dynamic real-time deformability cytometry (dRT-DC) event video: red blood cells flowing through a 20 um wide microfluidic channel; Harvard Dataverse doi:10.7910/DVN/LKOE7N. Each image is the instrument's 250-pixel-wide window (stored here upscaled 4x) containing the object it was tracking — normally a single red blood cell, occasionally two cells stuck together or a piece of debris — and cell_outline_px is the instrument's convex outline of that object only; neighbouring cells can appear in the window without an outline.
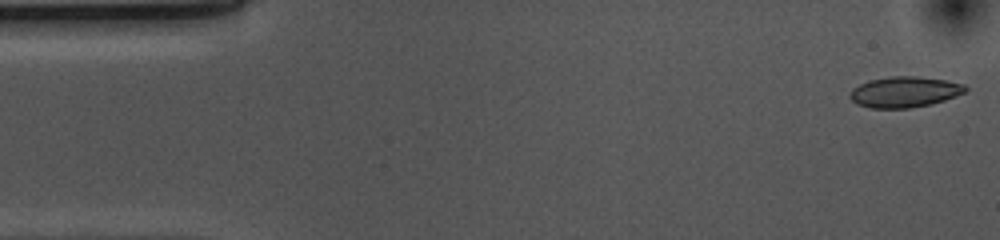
{"species": "common noctule bat (a hibernating species)", "species_latin": "Nyctalus noctula", "temperature_condition": "cold", "stored_images_in_passage": 52, "camera_frame_rate_fps": 3000, "um_per_image_px": 0.085, "animal": {"sex": "female", "body_mass_g": 10.0, "forearm_length_mm": 53.1}, "frame": {"image": 1, "passage_image": 1, "time_ms": 0.0, "image_size_px": [1000, 240], "cell_outline_px": [[968, 88], [964, 92], [944, 100], [928, 104], [908, 108], [872, 108], [856, 104], [848, 96], [852, 88], [868, 80], [892, 76], [912, 76], [944, 80], [964, 84]], "centroid_in_image_um": [76.83, 7.81], "position_along_channel_um": 8.2, "area_um2": 20.46}}
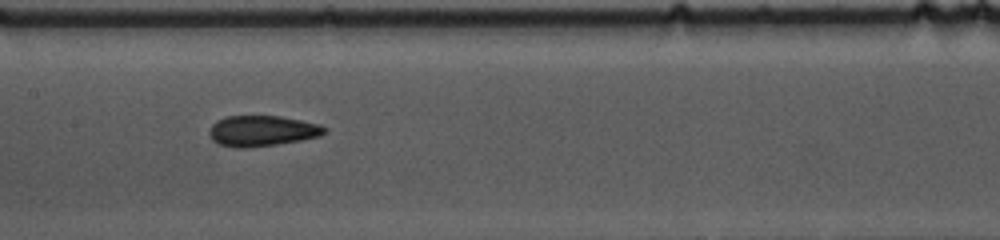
{"frame": {"image": 2, "passage_image": 24, "time_ms": 7.667, "image_size_px": [1000, 240], "cell_outline_px": [[328, 132], [320, 136], [300, 140], [276, 144], [244, 148], [236, 148], [220, 144], [212, 140], [208, 132], [212, 124], [216, 120], [228, 116], [280, 116], [320, 124], [328, 128]], "centroid_in_image_um": [22.29, 11.12], "position_along_channel_um": 185.1, "area_um2": 20.63}}
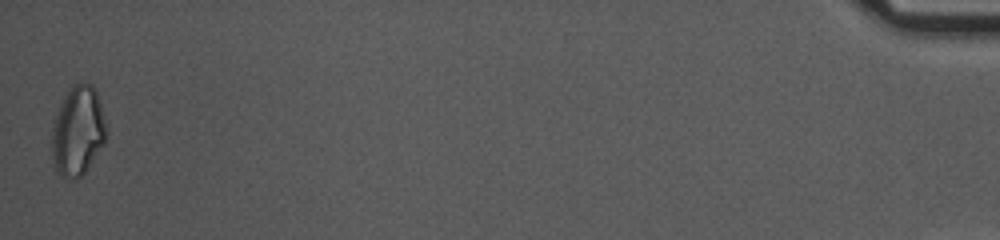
{"frame": {"image": 3, "passage_image": 52, "time_ms": 17.0, "image_size_px": [1000, 240], "cell_outline_px": [[108, 128], [104, 144], [84, 172], [80, 176], [72, 180], [60, 176], [56, 172], [52, 156], [52, 128], [60, 104], [68, 88], [76, 84], [92, 84], [96, 88]], "centroid_in_image_um": [6.63, 11.13], "position_along_channel_um": 428.6, "area_um2": 28.5}, "authors_computed_cell_mechanics": {"area_um2": 20.519, "velocity_mm_per_s": 3.6939, "shape_relaxation_time_tau1_ms": 8.9205, "shape_relaxation_time_tau2_ms": 3.0763, "deformation_change_tau1": 0.1556, "deformation_change_tau2": 0.072}}